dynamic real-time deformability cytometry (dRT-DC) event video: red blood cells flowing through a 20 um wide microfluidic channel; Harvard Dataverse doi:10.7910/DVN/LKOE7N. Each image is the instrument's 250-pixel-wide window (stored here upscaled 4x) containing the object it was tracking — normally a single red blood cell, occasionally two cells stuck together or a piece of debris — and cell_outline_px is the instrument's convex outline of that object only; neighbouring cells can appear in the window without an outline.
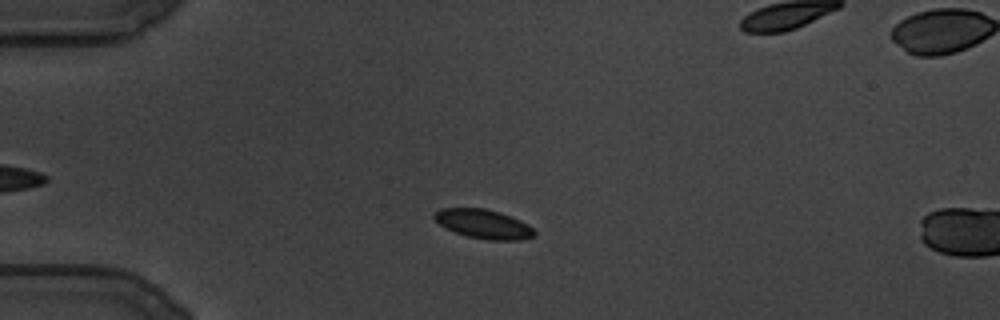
{"species": "common noctule bat (a hibernating species)", "species_latin": "Nyctalus noctula", "temperature_condition": "cold", "stored_images_in_passage": 86, "camera_frame_rate_fps": 3000, "um_per_image_px": 0.085, "animal": {"sex": "male", "body_mass_g": 19.5, "forearm_length_mm": 54.6}, "frame": {"image": 1, "passage_image": 7, "time_ms": 2.0, "image_size_px": [1000, 320], "cell_outline_px": [[536, 236], [520, 240], [488, 240], [468, 236], [456, 232], [440, 224], [432, 216], [440, 208], [484, 208], [500, 212], [512, 216], [528, 224], [536, 232]], "centroid_in_image_um": [41.14, 19.03], "position_along_channel_um": 43.9, "area_um2": 16.94}}
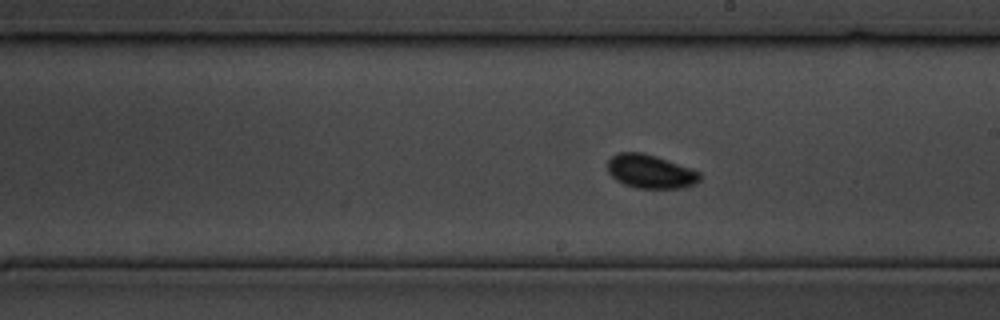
{"frame": {"image": 2, "passage_image": 46, "time_ms": 15.0, "image_size_px": [1000, 320], "cell_outline_px": [[700, 180], [684, 188], [636, 188], [624, 184], [616, 180], [608, 172], [608, 160], [612, 156], [620, 152], [640, 152], [656, 156], [700, 172]], "centroid_in_image_um": [55.26, 14.58], "position_along_channel_um": 233.7, "area_um2": 17.92}}
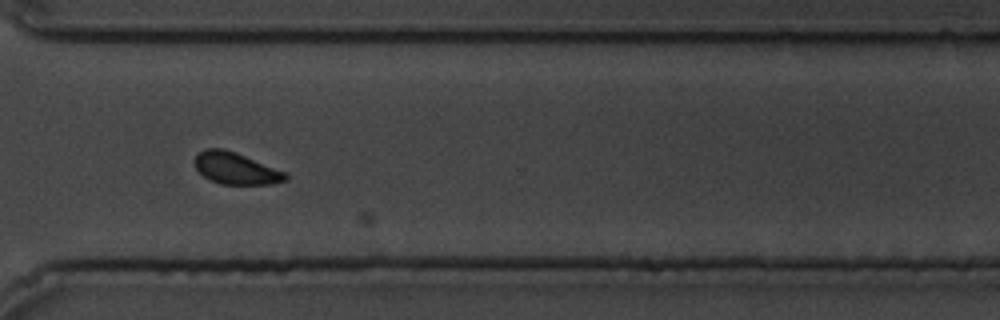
{"frame": {"image": 3, "passage_image": 67, "time_ms": 22.0, "image_size_px": [1000, 320], "cell_outline_px": [[288, 180], [268, 184], [220, 184], [204, 176], [196, 168], [196, 156], [204, 148], [224, 148], [236, 152], [288, 172]], "centroid_in_image_um": [20.1, 14.3], "position_along_channel_um": 350.5, "area_um2": 16.82}}